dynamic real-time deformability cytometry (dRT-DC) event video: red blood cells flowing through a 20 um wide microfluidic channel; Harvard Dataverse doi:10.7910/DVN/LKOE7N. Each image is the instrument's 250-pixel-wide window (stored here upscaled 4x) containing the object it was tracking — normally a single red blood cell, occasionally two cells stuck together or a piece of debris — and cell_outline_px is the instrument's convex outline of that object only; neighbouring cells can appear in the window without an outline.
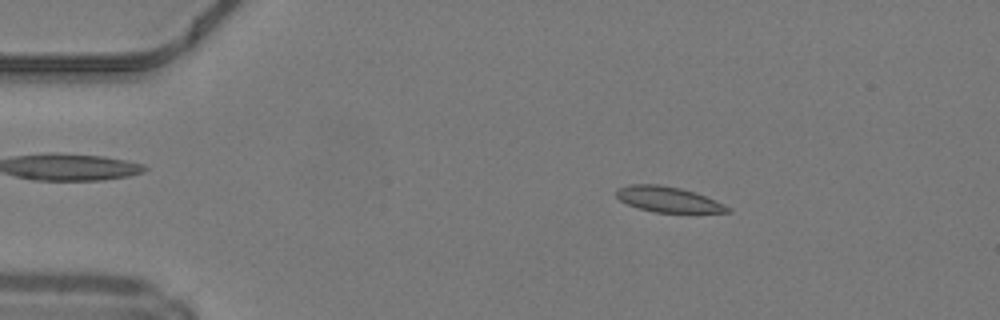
{"species": "common noctule bat (a hibernating species)", "species_latin": "Nyctalus noctula", "temperature_condition": "warm", "stored_images_in_passage": 50, "camera_frame_rate_fps": 3000, "um_per_image_px": 0.085, "animal": {"sex": "male", "body_mass_g": 19.2, "forearm_length_mm": 51.8}, "frame": {"image": 1, "passage_image": 9, "time_ms": 2.667, "image_size_px": [1000, 320], "cell_outline_px": [[732, 212], [656, 212], [640, 208], [628, 204], [620, 200], [616, 196], [616, 188], [628, 184], [660, 184], [680, 188], [704, 196], [724, 204], [732, 208]], "centroid_in_image_um": [56.76, 16.93], "position_along_channel_um": 28.2, "area_um2": 16.3}}
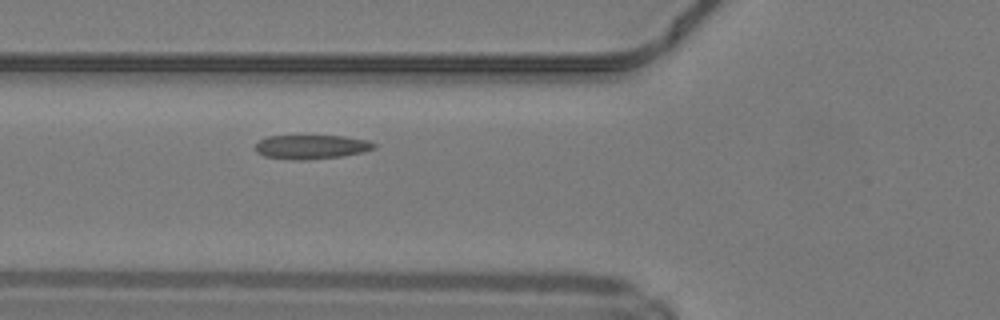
{"frame": {"image": 2, "passage_image": 19, "time_ms": 6.0, "image_size_px": [1000, 320], "cell_outline_px": [[376, 148], [364, 152], [340, 156], [304, 160], [292, 160], [264, 156], [256, 152], [256, 144], [260, 140], [268, 136], [344, 136], [368, 140], [376, 144]], "centroid_in_image_um": [26.48, 12.48], "position_along_channel_um": 99.3, "area_um2": 16.65}}
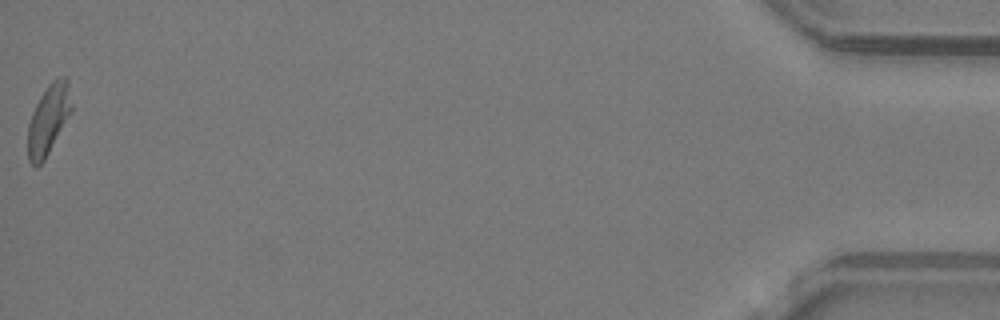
{"frame": {"image": 3, "passage_image": 50, "time_ms": 16.333, "image_size_px": [1000, 320], "cell_outline_px": [[72, 112], [44, 160], [36, 168], [28, 160], [28, 124], [32, 112], [40, 96], [48, 84], [52, 80], [60, 76], [68, 76], [72, 104]], "centroid_in_image_um": [4.14, 10.11], "position_along_channel_um": 431.1, "area_um2": 17.98}, "authors_computed_cell_mechanics": {"area_um2": 17.1666, "velocity_mm_per_s": 4.1513, "shape_relaxation_time_tau1_ms": null, "shape_relaxation_time_tau2_ms": 9.609, "deformation_change_tau1": null, "deformation_change_tau2": 0.1734}}